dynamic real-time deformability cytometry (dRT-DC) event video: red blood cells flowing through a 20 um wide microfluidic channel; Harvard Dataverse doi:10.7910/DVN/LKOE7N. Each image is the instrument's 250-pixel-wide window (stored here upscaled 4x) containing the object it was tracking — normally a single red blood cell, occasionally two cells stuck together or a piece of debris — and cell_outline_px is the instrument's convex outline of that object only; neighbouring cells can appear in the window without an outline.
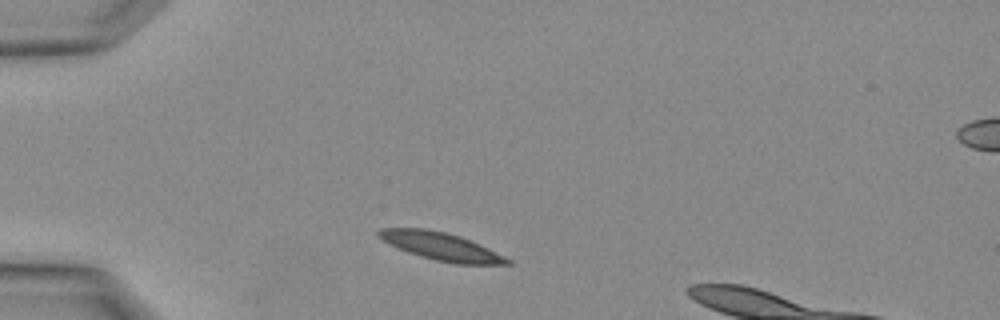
{"species": "Egyptian fruit bat (a non-hibernating species)", "species_latin": "Rousettus aegyptiacus", "temperature_condition": "warm", "stored_images_in_passage": 3, "camera_frame_rate_fps": 3000, "um_per_image_px": 0.085, "animal": {"sex": "female"}, "frame": {"image": 1, "passage_image": 2, "time_ms": 0.333, "image_size_px": [1000, 320], "cell_outline_px": [[512, 264], [456, 264], [436, 260], [420, 256], [408, 252], [388, 244], [376, 236], [376, 232], [380, 228], [424, 228], [444, 232], [460, 236], [480, 244], [512, 260]], "centroid_in_image_um": [37.46, 20.93], "position_along_channel_um": 47.5, "area_um2": 20.81}}